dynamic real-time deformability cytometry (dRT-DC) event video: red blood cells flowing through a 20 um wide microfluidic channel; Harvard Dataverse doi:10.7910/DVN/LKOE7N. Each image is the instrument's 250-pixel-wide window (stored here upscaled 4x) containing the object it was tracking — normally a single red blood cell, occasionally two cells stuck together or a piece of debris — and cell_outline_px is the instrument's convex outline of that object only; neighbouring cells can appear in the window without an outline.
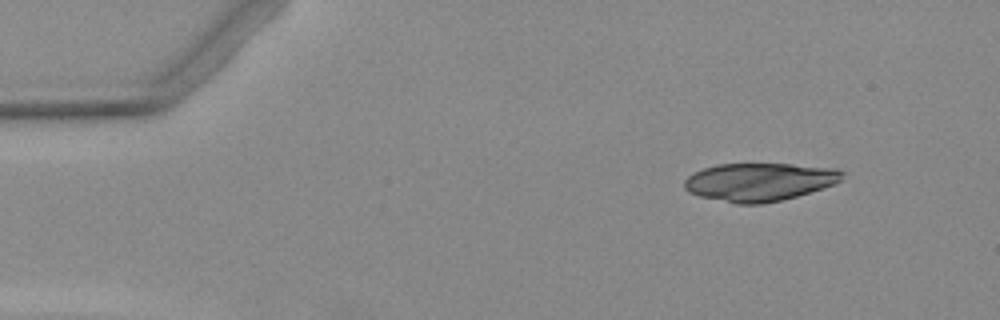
{"species": "Egyptian fruit bat (a non-hibernating species)", "species_latin": "Rousettus aegyptiacus", "temperature_condition": "warm", "stored_images_in_passage": 4, "camera_frame_rate_fps": 3000, "um_per_image_px": 0.085, "animal": {"sex": "female"}, "frame": {"image": 1, "passage_image": 2, "time_ms": 1.0, "image_size_px": [1000, 320], "cell_outline_px": [[844, 172], [840, 180], [832, 184], [796, 196], [780, 200], [760, 204], [736, 204], [700, 196], [688, 192], [684, 188], [684, 180], [692, 172], [716, 164], [792, 164], [836, 168]], "centroid_in_image_um": [64.49, 15.45], "position_along_channel_um": 20.5, "area_um2": 34.85}}